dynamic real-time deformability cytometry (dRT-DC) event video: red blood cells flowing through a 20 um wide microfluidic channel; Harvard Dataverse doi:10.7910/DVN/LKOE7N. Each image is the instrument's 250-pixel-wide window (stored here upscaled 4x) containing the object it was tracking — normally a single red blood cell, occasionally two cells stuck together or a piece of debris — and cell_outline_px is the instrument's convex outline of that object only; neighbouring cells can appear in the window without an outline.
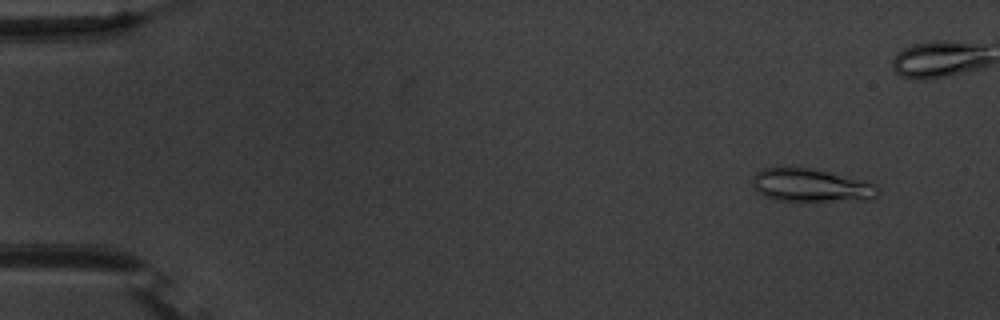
{"species": "common noctule bat (a hibernating species)", "species_latin": "Nyctalus noctula", "temperature_condition": "warm", "stored_images_in_passage": 56, "camera_frame_rate_fps": 3000, "um_per_image_px": 0.085, "animal": {"sex": "male", "body_mass_g": 20.1, "forearm_length_mm": 53.5}, "frame": {"image": 1, "passage_image": 5, "time_ms": 1.333, "image_size_px": [1000, 320], "cell_outline_px": [[880, 192], [876, 196], [868, 200], [776, 200], [764, 196], [756, 192], [752, 184], [752, 176], [756, 172], [764, 168], [808, 168], [864, 180], [876, 184]], "centroid_in_image_um": [68.92, 15.76], "position_along_channel_um": 16.1, "area_um2": 23.93}}
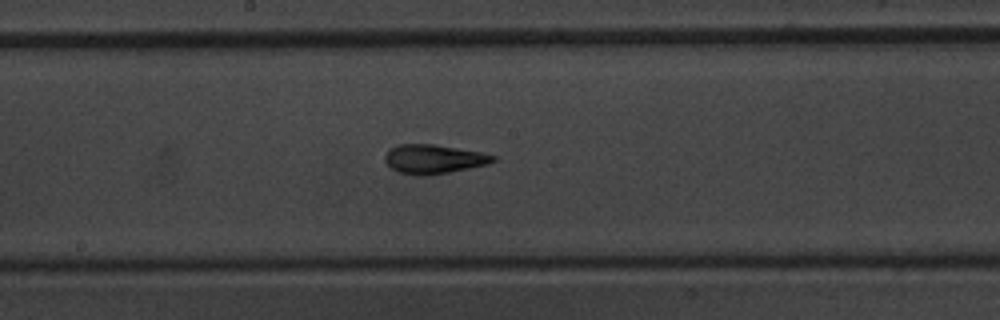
{"frame": {"image": 2, "passage_image": 30, "time_ms": 9.667, "image_size_px": [1000, 320], "cell_outline_px": [[496, 160], [488, 164], [428, 176], [416, 176], [400, 172], [392, 168], [384, 160], [384, 156], [392, 148], [400, 144], [432, 144], [480, 152], [496, 156]], "centroid_in_image_um": [36.86, 13.53], "position_along_channel_um": 211.3, "area_um2": 18.09}}
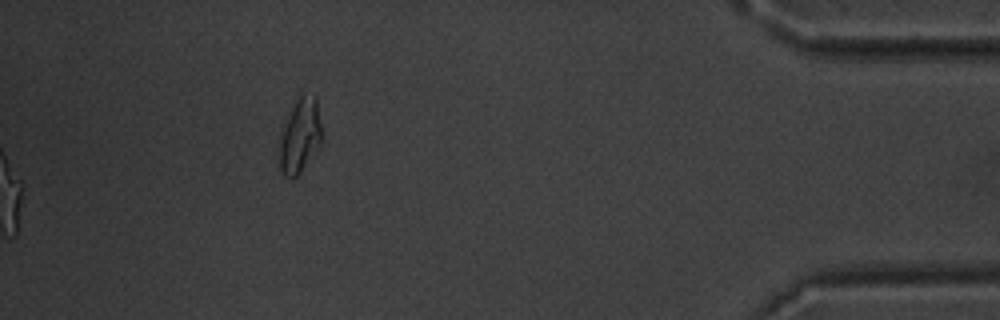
{"frame": {"image": 3, "passage_image": 56, "time_ms": 18.333, "image_size_px": [1000, 320], "cell_outline_px": [[324, 136], [320, 144], [300, 172], [292, 180], [284, 176], [280, 168], [280, 128], [300, 88], [316, 96], [324, 132]], "centroid_in_image_um": [25.51, 11.39], "position_along_channel_um": 409.7, "area_um2": 19.48}, "authors_computed_cell_mechanics": {"area_um2": 18.3515, "velocity_mm_per_s": 3.7254, "shape_relaxation_time_tau1_ms": 3.5046, "shape_relaxation_time_tau2_ms": 1.9624, "deformation_change_tau1": 0.1937, "deformation_change_tau2": 0.12}}